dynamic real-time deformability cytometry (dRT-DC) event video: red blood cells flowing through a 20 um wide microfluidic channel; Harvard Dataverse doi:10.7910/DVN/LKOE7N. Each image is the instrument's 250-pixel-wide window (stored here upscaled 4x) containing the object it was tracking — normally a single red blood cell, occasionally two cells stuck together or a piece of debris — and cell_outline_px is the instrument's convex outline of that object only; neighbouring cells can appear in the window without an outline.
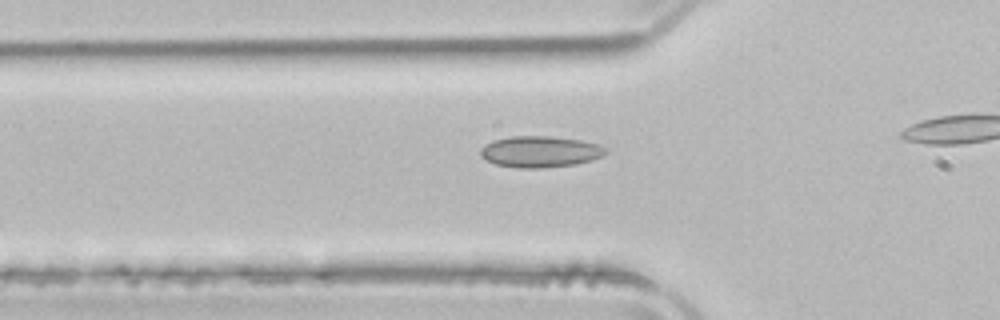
{"species": "common noctule bat (a hibernating species)", "species_latin": "Nyctalus noctula", "temperature_condition": "room temperature", "stored_images_in_passage": 27, "camera_frame_rate_fps": 3000, "um_per_image_px": 0.085, "animal": {"sex": "male", "body_mass_g": 21.5, "forearm_length_mm": 52.0}, "frame": {"image": 1, "passage_image": 3, "time_ms": 0.667, "image_size_px": [1000, 320], "cell_outline_px": [[608, 152], [592, 160], [576, 164], [540, 168], [520, 168], [496, 164], [484, 160], [480, 156], [480, 148], [492, 140], [512, 136], [548, 136], [580, 140], [596, 144], [608, 148]], "centroid_in_image_um": [45.88, 12.89], "position_along_channel_um": 79.9, "area_um2": 22.83}}
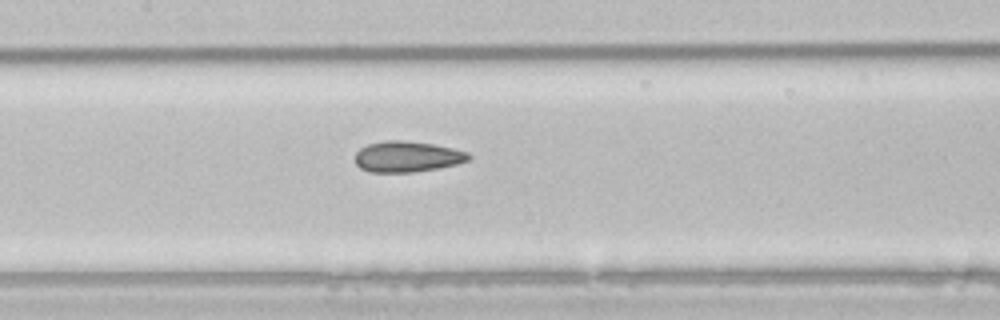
{"frame": {"image": 2, "passage_image": 10, "time_ms": 3.0, "image_size_px": [1000, 320], "cell_outline_px": [[472, 156], [468, 160], [456, 164], [436, 168], [412, 172], [368, 172], [360, 168], [356, 164], [356, 152], [360, 148], [368, 144], [384, 140], [400, 140], [432, 144], [452, 148], [468, 152]], "centroid_in_image_um": [34.58, 13.31], "position_along_channel_um": 172.8, "area_um2": 20.29}}
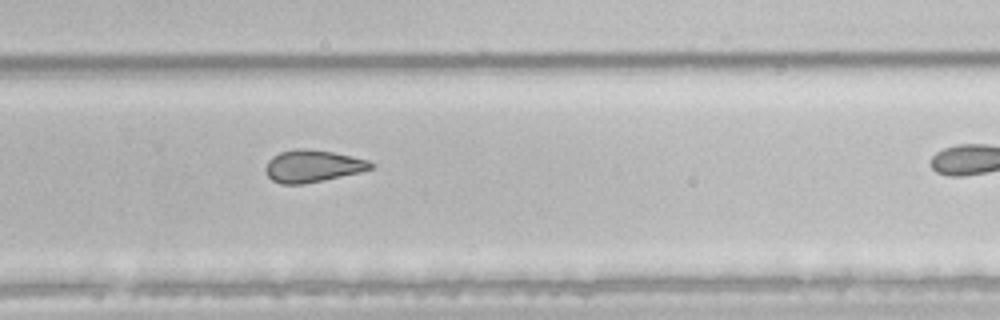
{"frame": {"image": 3, "passage_image": 20, "time_ms": 6.333, "image_size_px": [1000, 320], "cell_outline_px": [[376, 164], [372, 168], [360, 172], [324, 180], [304, 184], [280, 184], [272, 180], [264, 172], [264, 168], [268, 160], [272, 156], [280, 152], [296, 148], [308, 148], [332, 152], [352, 156], [368, 160]], "centroid_in_image_um": [26.55, 14.11], "position_along_channel_um": 303.3, "area_um2": 19.94}}